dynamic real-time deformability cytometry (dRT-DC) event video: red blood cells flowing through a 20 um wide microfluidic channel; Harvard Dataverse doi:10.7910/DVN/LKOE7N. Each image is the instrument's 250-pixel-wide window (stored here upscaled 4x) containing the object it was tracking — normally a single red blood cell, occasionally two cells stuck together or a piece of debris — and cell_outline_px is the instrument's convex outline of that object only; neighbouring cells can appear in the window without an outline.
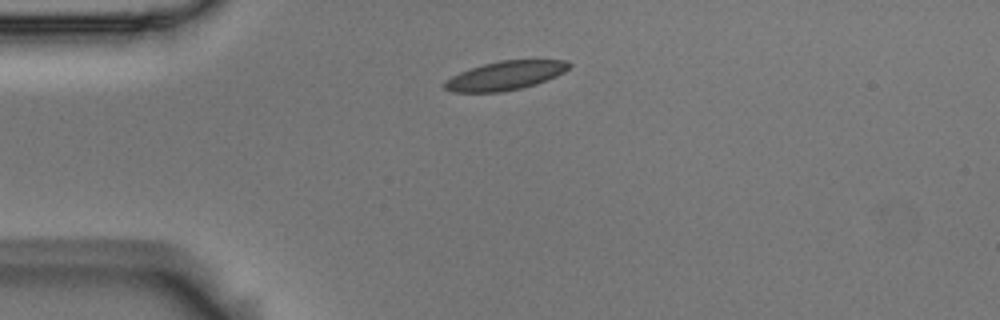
{"species": "Egyptian fruit bat (a non-hibernating species)", "species_latin": "Rousettus aegyptiacus", "temperature_condition": "room temperature", "stored_images_in_passage": 44, "camera_frame_rate_fps": 3000, "um_per_image_px": 0.085, "animal": {"sex": "male"}, "frame": {"image": 1, "passage_image": 1, "time_ms": 0.0, "image_size_px": [1000, 320], "cell_outline_px": [[572, 64], [564, 72], [556, 76], [536, 84], [520, 88], [500, 92], [452, 92], [444, 88], [440, 84], [444, 80], [460, 72], [484, 64], [500, 60], [568, 60]], "centroid_in_image_um": [42.92, 6.42], "position_along_channel_um": 42.1, "area_um2": 20.92}}
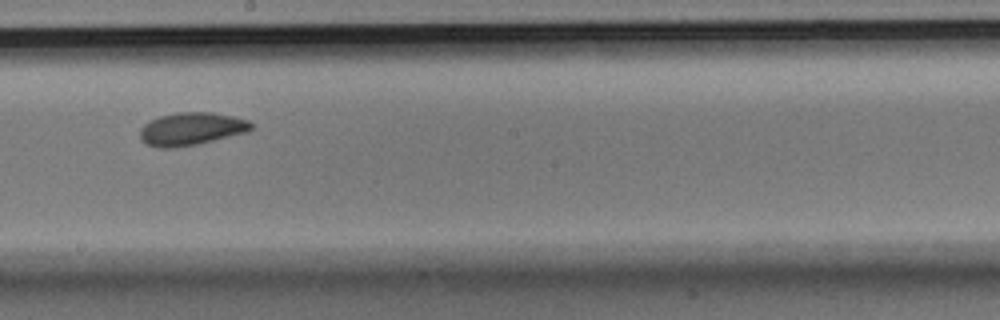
{"frame": {"image": 2, "passage_image": 19, "time_ms": 6.0, "image_size_px": [1000, 320], "cell_outline_px": [[252, 128], [248, 132], [196, 144], [172, 148], [156, 148], [144, 144], [140, 140], [140, 128], [148, 120], [160, 116], [176, 112], [212, 112], [232, 116], [248, 120], [252, 124]], "centroid_in_image_um": [16.21, 10.96], "position_along_channel_um": 232.0, "area_um2": 21.44}}
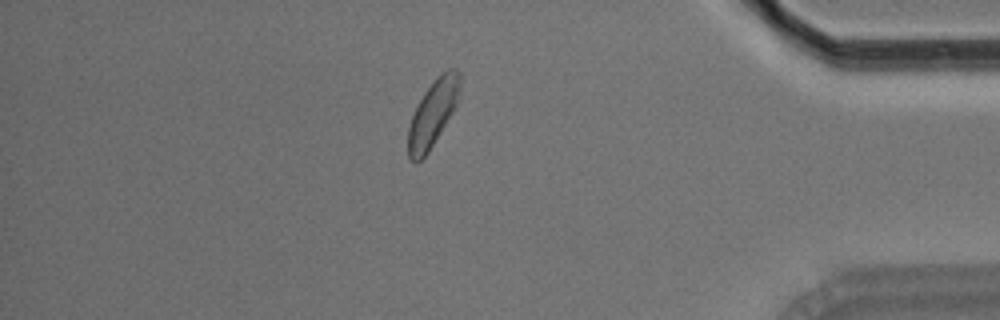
{"frame": {"image": 3, "passage_image": 36, "time_ms": 11.667, "image_size_px": [1000, 320], "cell_outline_px": [[460, 100], [428, 152], [420, 160], [412, 160], [408, 156], [408, 128], [412, 116], [424, 92], [436, 76], [440, 72], [448, 68], [456, 68], [460, 72]], "centroid_in_image_um": [36.83, 9.55], "position_along_channel_um": 398.4, "area_um2": 20.0}, "authors_computed_cell_mechanics": {"area_um2": 20.6924, "velocity_mm_per_s": 3.5499, "shape_relaxation_time_tau1_ms": 6.1495, "shape_relaxation_time_tau2_ms": 4.4632, "deformation_change_tau1": 0.1202, "deformation_change_tau2": 0.0865}}